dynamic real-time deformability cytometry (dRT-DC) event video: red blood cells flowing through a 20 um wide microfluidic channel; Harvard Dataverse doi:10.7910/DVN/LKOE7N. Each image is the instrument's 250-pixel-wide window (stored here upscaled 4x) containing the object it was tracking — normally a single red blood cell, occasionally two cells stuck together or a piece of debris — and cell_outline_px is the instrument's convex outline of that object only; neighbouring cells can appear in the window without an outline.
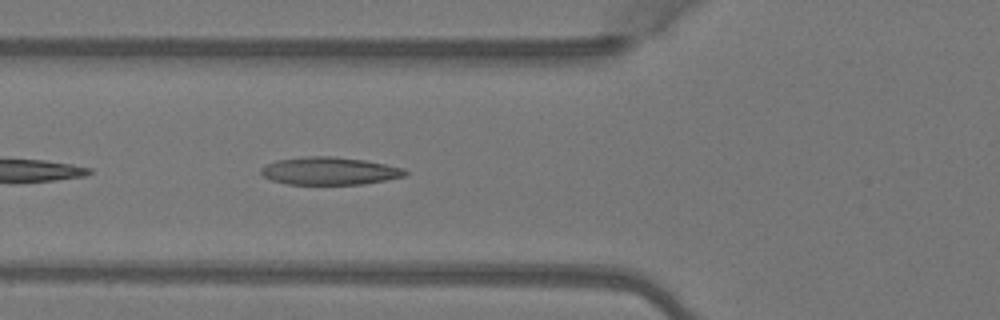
{"species": "Egyptian fruit bat (a non-hibernating species)", "species_latin": "Rousettus aegyptiacus", "temperature_condition": "warm", "stored_images_in_passage": 4, "camera_frame_rate_fps": 3000, "um_per_image_px": 0.085, "animal": {"sex": "female"}, "frame": {"image": 1, "passage_image": 4, "time_ms": 1.0, "image_size_px": [1000, 320], "cell_outline_px": [[408, 172], [404, 176], [364, 184], [288, 184], [272, 180], [264, 176], [260, 172], [260, 168], [264, 164], [276, 160], [308, 156], [332, 156], [364, 160], [404, 168]], "centroid_in_image_um": [27.97, 14.52], "position_along_channel_um": 97.8, "area_um2": 23.18}}